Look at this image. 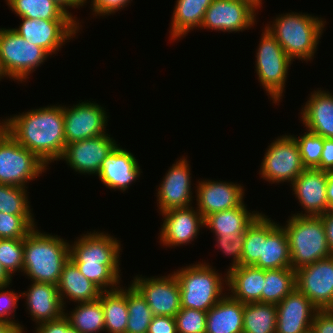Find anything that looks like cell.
Returning <instances> with one entry per match:
<instances>
[{"instance_id":"cell-1","label":"cell","mask_w":333,"mask_h":333,"mask_svg":"<svg viewBox=\"0 0 333 333\" xmlns=\"http://www.w3.org/2000/svg\"><path fill=\"white\" fill-rule=\"evenodd\" d=\"M9 134L46 166L58 161L65 149L63 106L48 105L5 119Z\"/></svg>"},{"instance_id":"cell-2","label":"cell","mask_w":333,"mask_h":333,"mask_svg":"<svg viewBox=\"0 0 333 333\" xmlns=\"http://www.w3.org/2000/svg\"><path fill=\"white\" fill-rule=\"evenodd\" d=\"M69 247L70 259L102 292L120 287V240L106 232L94 230L78 237Z\"/></svg>"},{"instance_id":"cell-3","label":"cell","mask_w":333,"mask_h":333,"mask_svg":"<svg viewBox=\"0 0 333 333\" xmlns=\"http://www.w3.org/2000/svg\"><path fill=\"white\" fill-rule=\"evenodd\" d=\"M37 228L24 238L23 273L31 281L57 285L70 259L69 241Z\"/></svg>"},{"instance_id":"cell-4","label":"cell","mask_w":333,"mask_h":333,"mask_svg":"<svg viewBox=\"0 0 333 333\" xmlns=\"http://www.w3.org/2000/svg\"><path fill=\"white\" fill-rule=\"evenodd\" d=\"M326 21L321 17L298 12L283 13L265 27L283 51L294 61L314 59Z\"/></svg>"},{"instance_id":"cell-5","label":"cell","mask_w":333,"mask_h":333,"mask_svg":"<svg viewBox=\"0 0 333 333\" xmlns=\"http://www.w3.org/2000/svg\"><path fill=\"white\" fill-rule=\"evenodd\" d=\"M285 223L282 227L287 235L293 270L333 255L320 216L292 215Z\"/></svg>"},{"instance_id":"cell-6","label":"cell","mask_w":333,"mask_h":333,"mask_svg":"<svg viewBox=\"0 0 333 333\" xmlns=\"http://www.w3.org/2000/svg\"><path fill=\"white\" fill-rule=\"evenodd\" d=\"M173 273L180 285L181 308L207 312L227 293V273L223 279L209 263L198 262Z\"/></svg>"},{"instance_id":"cell-7","label":"cell","mask_w":333,"mask_h":333,"mask_svg":"<svg viewBox=\"0 0 333 333\" xmlns=\"http://www.w3.org/2000/svg\"><path fill=\"white\" fill-rule=\"evenodd\" d=\"M262 31L264 32L256 49L255 71L261 86L276 104L283 98L288 71L293 61L266 28Z\"/></svg>"},{"instance_id":"cell-8","label":"cell","mask_w":333,"mask_h":333,"mask_svg":"<svg viewBox=\"0 0 333 333\" xmlns=\"http://www.w3.org/2000/svg\"><path fill=\"white\" fill-rule=\"evenodd\" d=\"M49 56L43 48L29 44L13 28H0V58L9 80L26 82Z\"/></svg>"},{"instance_id":"cell-9","label":"cell","mask_w":333,"mask_h":333,"mask_svg":"<svg viewBox=\"0 0 333 333\" xmlns=\"http://www.w3.org/2000/svg\"><path fill=\"white\" fill-rule=\"evenodd\" d=\"M46 167L10 134L0 143V184L28 188L26 185L46 172Z\"/></svg>"},{"instance_id":"cell-10","label":"cell","mask_w":333,"mask_h":333,"mask_svg":"<svg viewBox=\"0 0 333 333\" xmlns=\"http://www.w3.org/2000/svg\"><path fill=\"white\" fill-rule=\"evenodd\" d=\"M262 159L259 175L271 184H290L306 168L303 165L299 147L290 135L278 136L268 146Z\"/></svg>"},{"instance_id":"cell-11","label":"cell","mask_w":333,"mask_h":333,"mask_svg":"<svg viewBox=\"0 0 333 333\" xmlns=\"http://www.w3.org/2000/svg\"><path fill=\"white\" fill-rule=\"evenodd\" d=\"M22 23L13 30L29 44L43 48L49 55L57 53L80 32L75 20H45L20 17Z\"/></svg>"},{"instance_id":"cell-12","label":"cell","mask_w":333,"mask_h":333,"mask_svg":"<svg viewBox=\"0 0 333 333\" xmlns=\"http://www.w3.org/2000/svg\"><path fill=\"white\" fill-rule=\"evenodd\" d=\"M142 277L134 276L130 284L146 300L152 314L175 317L181 309V298L180 285L174 273L167 276Z\"/></svg>"},{"instance_id":"cell-13","label":"cell","mask_w":333,"mask_h":333,"mask_svg":"<svg viewBox=\"0 0 333 333\" xmlns=\"http://www.w3.org/2000/svg\"><path fill=\"white\" fill-rule=\"evenodd\" d=\"M257 9L247 0H213L204 14L200 29L231 33L249 30L257 22Z\"/></svg>"},{"instance_id":"cell-14","label":"cell","mask_w":333,"mask_h":333,"mask_svg":"<svg viewBox=\"0 0 333 333\" xmlns=\"http://www.w3.org/2000/svg\"><path fill=\"white\" fill-rule=\"evenodd\" d=\"M80 102L68 107L63 105L66 145L107 133L105 131L109 116L106 108L94 101Z\"/></svg>"},{"instance_id":"cell-15","label":"cell","mask_w":333,"mask_h":333,"mask_svg":"<svg viewBox=\"0 0 333 333\" xmlns=\"http://www.w3.org/2000/svg\"><path fill=\"white\" fill-rule=\"evenodd\" d=\"M296 288L318 310L333 309V255L298 268Z\"/></svg>"},{"instance_id":"cell-16","label":"cell","mask_w":333,"mask_h":333,"mask_svg":"<svg viewBox=\"0 0 333 333\" xmlns=\"http://www.w3.org/2000/svg\"><path fill=\"white\" fill-rule=\"evenodd\" d=\"M108 133L102 136L69 143L65 146L60 160L76 172L85 175H98L102 162L118 145Z\"/></svg>"},{"instance_id":"cell-17","label":"cell","mask_w":333,"mask_h":333,"mask_svg":"<svg viewBox=\"0 0 333 333\" xmlns=\"http://www.w3.org/2000/svg\"><path fill=\"white\" fill-rule=\"evenodd\" d=\"M169 168L156 190L160 213L174 208L190 207L193 203L192 176L187 157L182 156Z\"/></svg>"},{"instance_id":"cell-18","label":"cell","mask_w":333,"mask_h":333,"mask_svg":"<svg viewBox=\"0 0 333 333\" xmlns=\"http://www.w3.org/2000/svg\"><path fill=\"white\" fill-rule=\"evenodd\" d=\"M159 214L163 216L159 242L168 248L190 244L197 238L200 228L205 227L204 217L193 206L174 208Z\"/></svg>"},{"instance_id":"cell-19","label":"cell","mask_w":333,"mask_h":333,"mask_svg":"<svg viewBox=\"0 0 333 333\" xmlns=\"http://www.w3.org/2000/svg\"><path fill=\"white\" fill-rule=\"evenodd\" d=\"M330 172L306 168L291 183L295 198L305 210L296 216H321L330 210L327 201L326 186Z\"/></svg>"},{"instance_id":"cell-20","label":"cell","mask_w":333,"mask_h":333,"mask_svg":"<svg viewBox=\"0 0 333 333\" xmlns=\"http://www.w3.org/2000/svg\"><path fill=\"white\" fill-rule=\"evenodd\" d=\"M197 210L204 219L213 213L229 210L244 203V186L233 182L202 180L196 184Z\"/></svg>"},{"instance_id":"cell-21","label":"cell","mask_w":333,"mask_h":333,"mask_svg":"<svg viewBox=\"0 0 333 333\" xmlns=\"http://www.w3.org/2000/svg\"><path fill=\"white\" fill-rule=\"evenodd\" d=\"M275 333H310L315 312L312 302L297 288L276 304Z\"/></svg>"},{"instance_id":"cell-22","label":"cell","mask_w":333,"mask_h":333,"mask_svg":"<svg viewBox=\"0 0 333 333\" xmlns=\"http://www.w3.org/2000/svg\"><path fill=\"white\" fill-rule=\"evenodd\" d=\"M140 170L134 154L118 144L102 162L97 176L108 189L125 192L138 180L141 175Z\"/></svg>"},{"instance_id":"cell-23","label":"cell","mask_w":333,"mask_h":333,"mask_svg":"<svg viewBox=\"0 0 333 333\" xmlns=\"http://www.w3.org/2000/svg\"><path fill=\"white\" fill-rule=\"evenodd\" d=\"M29 287L20 294L21 297H26V309L36 326L64 316L66 309L59 296L57 285L32 281Z\"/></svg>"},{"instance_id":"cell-24","label":"cell","mask_w":333,"mask_h":333,"mask_svg":"<svg viewBox=\"0 0 333 333\" xmlns=\"http://www.w3.org/2000/svg\"><path fill=\"white\" fill-rule=\"evenodd\" d=\"M314 90L301 109V121L307 130L333 139V92Z\"/></svg>"},{"instance_id":"cell-25","label":"cell","mask_w":333,"mask_h":333,"mask_svg":"<svg viewBox=\"0 0 333 333\" xmlns=\"http://www.w3.org/2000/svg\"><path fill=\"white\" fill-rule=\"evenodd\" d=\"M260 213L257 210H248L243 203L241 206L208 215L204 219V225L211 229L216 239L235 242Z\"/></svg>"},{"instance_id":"cell-26","label":"cell","mask_w":333,"mask_h":333,"mask_svg":"<svg viewBox=\"0 0 333 333\" xmlns=\"http://www.w3.org/2000/svg\"><path fill=\"white\" fill-rule=\"evenodd\" d=\"M265 269L240 265L227 273V290L234 299L247 303H261ZM229 288V289H228Z\"/></svg>"},{"instance_id":"cell-27","label":"cell","mask_w":333,"mask_h":333,"mask_svg":"<svg viewBox=\"0 0 333 333\" xmlns=\"http://www.w3.org/2000/svg\"><path fill=\"white\" fill-rule=\"evenodd\" d=\"M230 293L207 311L206 333H243L244 303Z\"/></svg>"},{"instance_id":"cell-28","label":"cell","mask_w":333,"mask_h":333,"mask_svg":"<svg viewBox=\"0 0 333 333\" xmlns=\"http://www.w3.org/2000/svg\"><path fill=\"white\" fill-rule=\"evenodd\" d=\"M57 288L65 308L66 299L75 303L92 302L98 300L102 292L80 272L71 259L63 266Z\"/></svg>"},{"instance_id":"cell-29","label":"cell","mask_w":333,"mask_h":333,"mask_svg":"<svg viewBox=\"0 0 333 333\" xmlns=\"http://www.w3.org/2000/svg\"><path fill=\"white\" fill-rule=\"evenodd\" d=\"M267 216V238L262 256L253 265L261 269L291 268L289 244L284 228Z\"/></svg>"},{"instance_id":"cell-30","label":"cell","mask_w":333,"mask_h":333,"mask_svg":"<svg viewBox=\"0 0 333 333\" xmlns=\"http://www.w3.org/2000/svg\"><path fill=\"white\" fill-rule=\"evenodd\" d=\"M213 0H176L171 19L170 39L184 38L190 30L200 28L207 8Z\"/></svg>"},{"instance_id":"cell-31","label":"cell","mask_w":333,"mask_h":333,"mask_svg":"<svg viewBox=\"0 0 333 333\" xmlns=\"http://www.w3.org/2000/svg\"><path fill=\"white\" fill-rule=\"evenodd\" d=\"M99 300L104 310L105 331L107 333H126L129 317L126 288L121 286L112 291L101 292Z\"/></svg>"},{"instance_id":"cell-32","label":"cell","mask_w":333,"mask_h":333,"mask_svg":"<svg viewBox=\"0 0 333 333\" xmlns=\"http://www.w3.org/2000/svg\"><path fill=\"white\" fill-rule=\"evenodd\" d=\"M264 280L261 303L278 304L296 288V270L265 269Z\"/></svg>"},{"instance_id":"cell-33","label":"cell","mask_w":333,"mask_h":333,"mask_svg":"<svg viewBox=\"0 0 333 333\" xmlns=\"http://www.w3.org/2000/svg\"><path fill=\"white\" fill-rule=\"evenodd\" d=\"M71 313H65L64 317L70 326L80 333H100L105 331L104 310L101 301L77 303Z\"/></svg>"},{"instance_id":"cell-34","label":"cell","mask_w":333,"mask_h":333,"mask_svg":"<svg viewBox=\"0 0 333 333\" xmlns=\"http://www.w3.org/2000/svg\"><path fill=\"white\" fill-rule=\"evenodd\" d=\"M19 17L45 20H74L53 0H5Z\"/></svg>"},{"instance_id":"cell-35","label":"cell","mask_w":333,"mask_h":333,"mask_svg":"<svg viewBox=\"0 0 333 333\" xmlns=\"http://www.w3.org/2000/svg\"><path fill=\"white\" fill-rule=\"evenodd\" d=\"M277 307L272 303L244 304L243 333H275Z\"/></svg>"},{"instance_id":"cell-36","label":"cell","mask_w":333,"mask_h":333,"mask_svg":"<svg viewBox=\"0 0 333 333\" xmlns=\"http://www.w3.org/2000/svg\"><path fill=\"white\" fill-rule=\"evenodd\" d=\"M126 287L128 322L126 333H147L152 321V310L142 295L131 285Z\"/></svg>"},{"instance_id":"cell-37","label":"cell","mask_w":333,"mask_h":333,"mask_svg":"<svg viewBox=\"0 0 333 333\" xmlns=\"http://www.w3.org/2000/svg\"><path fill=\"white\" fill-rule=\"evenodd\" d=\"M266 238L267 216L261 212L245 230L241 265L253 266L259 260Z\"/></svg>"},{"instance_id":"cell-38","label":"cell","mask_w":333,"mask_h":333,"mask_svg":"<svg viewBox=\"0 0 333 333\" xmlns=\"http://www.w3.org/2000/svg\"><path fill=\"white\" fill-rule=\"evenodd\" d=\"M26 188L0 184V212L11 215H33Z\"/></svg>"},{"instance_id":"cell-39","label":"cell","mask_w":333,"mask_h":333,"mask_svg":"<svg viewBox=\"0 0 333 333\" xmlns=\"http://www.w3.org/2000/svg\"><path fill=\"white\" fill-rule=\"evenodd\" d=\"M33 215L0 212V239H24L35 227Z\"/></svg>"},{"instance_id":"cell-40","label":"cell","mask_w":333,"mask_h":333,"mask_svg":"<svg viewBox=\"0 0 333 333\" xmlns=\"http://www.w3.org/2000/svg\"><path fill=\"white\" fill-rule=\"evenodd\" d=\"M305 131L303 135L298 137L294 134L292 136L298 144L305 168L315 169L320 164L324 138L307 129Z\"/></svg>"},{"instance_id":"cell-41","label":"cell","mask_w":333,"mask_h":333,"mask_svg":"<svg viewBox=\"0 0 333 333\" xmlns=\"http://www.w3.org/2000/svg\"><path fill=\"white\" fill-rule=\"evenodd\" d=\"M23 257L24 239H0V263L11 277L23 272Z\"/></svg>"},{"instance_id":"cell-42","label":"cell","mask_w":333,"mask_h":333,"mask_svg":"<svg viewBox=\"0 0 333 333\" xmlns=\"http://www.w3.org/2000/svg\"><path fill=\"white\" fill-rule=\"evenodd\" d=\"M174 318L178 333H206L207 312L181 308Z\"/></svg>"},{"instance_id":"cell-43","label":"cell","mask_w":333,"mask_h":333,"mask_svg":"<svg viewBox=\"0 0 333 333\" xmlns=\"http://www.w3.org/2000/svg\"><path fill=\"white\" fill-rule=\"evenodd\" d=\"M7 287L9 288V286L0 287V321H6L17 325L20 328L21 333H24L25 330L23 325L19 324V321L17 322L14 319L15 315L12 314L16 311L15 309L18 306V299L21 298V294H16L14 290L6 289Z\"/></svg>"},{"instance_id":"cell-44","label":"cell","mask_w":333,"mask_h":333,"mask_svg":"<svg viewBox=\"0 0 333 333\" xmlns=\"http://www.w3.org/2000/svg\"><path fill=\"white\" fill-rule=\"evenodd\" d=\"M244 238H245V232L242 233L237 239L231 242H226V239H215L216 240V246L218 247L224 255H229L233 257L232 263L230 267H228L227 273L231 271L234 268H237L241 265V259H242V252L244 248Z\"/></svg>"},{"instance_id":"cell-45","label":"cell","mask_w":333,"mask_h":333,"mask_svg":"<svg viewBox=\"0 0 333 333\" xmlns=\"http://www.w3.org/2000/svg\"><path fill=\"white\" fill-rule=\"evenodd\" d=\"M132 0H91L90 9L92 10L91 15L95 16H109L118 12L120 9H124ZM88 0H84L86 5ZM92 6V7H91Z\"/></svg>"},{"instance_id":"cell-46","label":"cell","mask_w":333,"mask_h":333,"mask_svg":"<svg viewBox=\"0 0 333 333\" xmlns=\"http://www.w3.org/2000/svg\"><path fill=\"white\" fill-rule=\"evenodd\" d=\"M310 333H333V309L315 312Z\"/></svg>"},{"instance_id":"cell-47","label":"cell","mask_w":333,"mask_h":333,"mask_svg":"<svg viewBox=\"0 0 333 333\" xmlns=\"http://www.w3.org/2000/svg\"><path fill=\"white\" fill-rule=\"evenodd\" d=\"M147 333H178L174 317L153 316Z\"/></svg>"},{"instance_id":"cell-48","label":"cell","mask_w":333,"mask_h":333,"mask_svg":"<svg viewBox=\"0 0 333 333\" xmlns=\"http://www.w3.org/2000/svg\"><path fill=\"white\" fill-rule=\"evenodd\" d=\"M315 169L333 173V139L324 138L320 164Z\"/></svg>"},{"instance_id":"cell-49","label":"cell","mask_w":333,"mask_h":333,"mask_svg":"<svg viewBox=\"0 0 333 333\" xmlns=\"http://www.w3.org/2000/svg\"><path fill=\"white\" fill-rule=\"evenodd\" d=\"M70 326L68 320L63 316L62 318L44 322L35 327L34 333H66V329Z\"/></svg>"},{"instance_id":"cell-50","label":"cell","mask_w":333,"mask_h":333,"mask_svg":"<svg viewBox=\"0 0 333 333\" xmlns=\"http://www.w3.org/2000/svg\"><path fill=\"white\" fill-rule=\"evenodd\" d=\"M326 229L327 243L333 254V209L320 216Z\"/></svg>"},{"instance_id":"cell-51","label":"cell","mask_w":333,"mask_h":333,"mask_svg":"<svg viewBox=\"0 0 333 333\" xmlns=\"http://www.w3.org/2000/svg\"><path fill=\"white\" fill-rule=\"evenodd\" d=\"M54 2H56L67 14H69L79 25V28L82 26L80 25L81 22H79V20H76L77 17H73L72 12H69V8H82V6L84 5V0H53Z\"/></svg>"},{"instance_id":"cell-52","label":"cell","mask_w":333,"mask_h":333,"mask_svg":"<svg viewBox=\"0 0 333 333\" xmlns=\"http://www.w3.org/2000/svg\"><path fill=\"white\" fill-rule=\"evenodd\" d=\"M326 193H327L328 205L330 209H333V173L328 174Z\"/></svg>"},{"instance_id":"cell-53","label":"cell","mask_w":333,"mask_h":333,"mask_svg":"<svg viewBox=\"0 0 333 333\" xmlns=\"http://www.w3.org/2000/svg\"><path fill=\"white\" fill-rule=\"evenodd\" d=\"M0 333H21V330L17 325L0 321Z\"/></svg>"},{"instance_id":"cell-54","label":"cell","mask_w":333,"mask_h":333,"mask_svg":"<svg viewBox=\"0 0 333 333\" xmlns=\"http://www.w3.org/2000/svg\"><path fill=\"white\" fill-rule=\"evenodd\" d=\"M12 278L0 263V287L9 286L12 283Z\"/></svg>"},{"instance_id":"cell-55","label":"cell","mask_w":333,"mask_h":333,"mask_svg":"<svg viewBox=\"0 0 333 333\" xmlns=\"http://www.w3.org/2000/svg\"><path fill=\"white\" fill-rule=\"evenodd\" d=\"M2 121L0 120V143L9 135V129L5 119H2Z\"/></svg>"},{"instance_id":"cell-56","label":"cell","mask_w":333,"mask_h":333,"mask_svg":"<svg viewBox=\"0 0 333 333\" xmlns=\"http://www.w3.org/2000/svg\"><path fill=\"white\" fill-rule=\"evenodd\" d=\"M4 77L5 78L7 77V79H8V76L5 73V70L3 68V65L1 63V58H0V80L3 79Z\"/></svg>"},{"instance_id":"cell-57","label":"cell","mask_w":333,"mask_h":333,"mask_svg":"<svg viewBox=\"0 0 333 333\" xmlns=\"http://www.w3.org/2000/svg\"><path fill=\"white\" fill-rule=\"evenodd\" d=\"M247 1L251 2L252 4H254L259 9L262 7V1L263 0H247Z\"/></svg>"},{"instance_id":"cell-58","label":"cell","mask_w":333,"mask_h":333,"mask_svg":"<svg viewBox=\"0 0 333 333\" xmlns=\"http://www.w3.org/2000/svg\"><path fill=\"white\" fill-rule=\"evenodd\" d=\"M66 333H80L76 328H73L72 326H69L66 329Z\"/></svg>"}]
</instances>
